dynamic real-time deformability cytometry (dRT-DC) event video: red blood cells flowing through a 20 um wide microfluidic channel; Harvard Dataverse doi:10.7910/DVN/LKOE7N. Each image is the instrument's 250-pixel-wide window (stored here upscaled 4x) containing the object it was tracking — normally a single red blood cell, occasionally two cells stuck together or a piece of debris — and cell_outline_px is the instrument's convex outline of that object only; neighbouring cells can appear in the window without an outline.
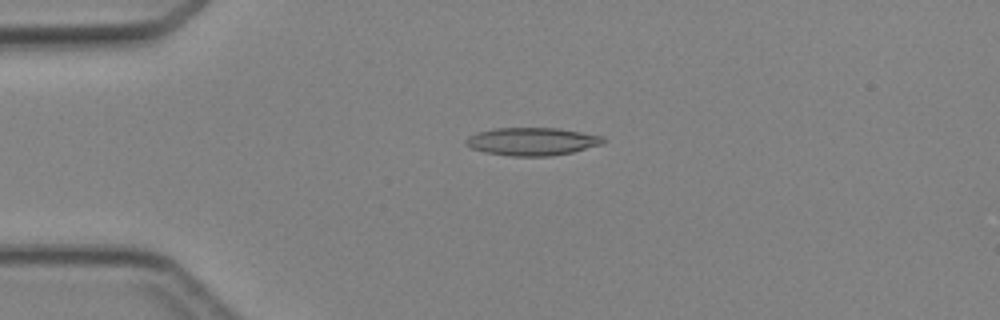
{"species": "Egyptian fruit bat (a non-hibernating species)", "species_latin": "Rousettus aegyptiacus", "temperature_condition": "cold", "stored_images_in_passage": 36, "camera_frame_rate_fps": 3000, "um_per_image_px": 0.085, "animal": {"sex": "female"}, "frame": {"image": 1, "passage_image": 1, "time_ms": 0.0, "image_size_px": [1000, 320], "cell_outline_px": [[604, 144], [572, 152], [552, 156], [512, 156], [484, 152], [472, 148], [464, 144], [464, 140], [468, 136], [476, 132], [496, 128], [560, 128], [604, 136]], "centroid_in_image_um": [45.22, 12.02], "position_along_channel_um": 39.8, "area_um2": 22.48}}
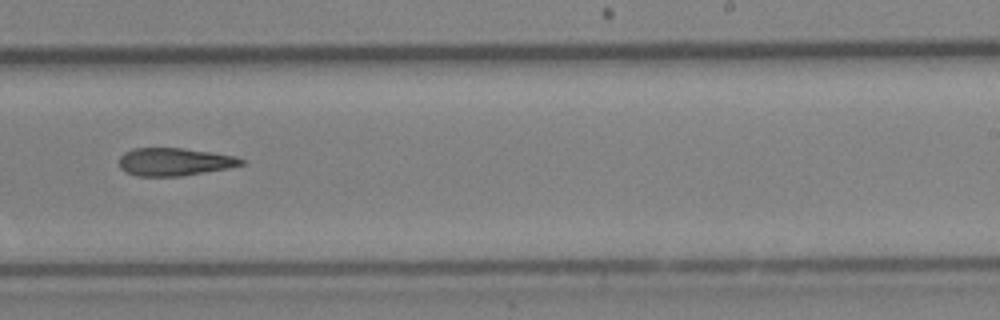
{"frame": {"image": 2, "passage_image": 19, "time_ms": 6.0, "image_size_px": [1000, 320], "cell_outline_px": [[244, 164], [228, 168], [180, 176], [136, 176], [120, 168], [120, 156], [124, 152], [132, 148], [184, 148], [236, 156], [244, 160]], "centroid_in_image_um": [14.82, 13.75], "position_along_channel_um": 274.2, "area_um2": 19.71}}
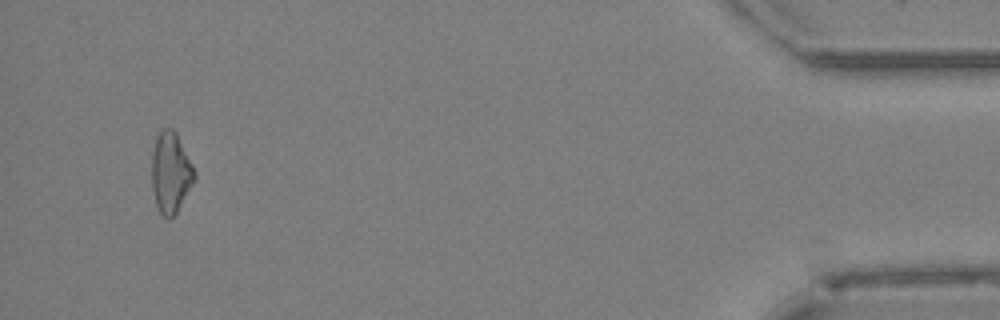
{"frame": {"image": 3, "passage_image": 34, "time_ms": 11.0, "image_size_px": [1000, 320], "cell_outline_px": [[196, 180], [176, 212], [168, 220], [160, 212], [156, 204], [152, 188], [152, 152], [156, 136], [164, 128], [172, 128], [176, 132], [196, 172]], "centroid_in_image_um": [14.51, 14.66], "position_along_channel_um": 420.7, "area_um2": 20.06}}